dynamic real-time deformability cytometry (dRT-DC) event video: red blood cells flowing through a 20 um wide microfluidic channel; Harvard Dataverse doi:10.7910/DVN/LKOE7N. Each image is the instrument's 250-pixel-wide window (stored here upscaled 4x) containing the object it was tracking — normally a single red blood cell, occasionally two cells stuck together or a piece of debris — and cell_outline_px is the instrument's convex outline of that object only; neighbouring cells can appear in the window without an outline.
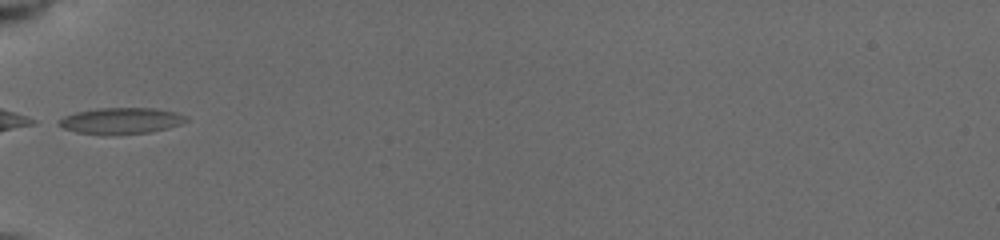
{"species": "common noctule bat (a hibernating species)", "species_latin": "Nyctalus noctula", "temperature_condition": "cold", "stored_images_in_passage": 69, "camera_frame_rate_fps": 3000, "um_per_image_px": 0.085, "animal": {"sex": "female", "body_mass_g": 19.5, "forearm_length_mm": 54.1}, "frame": {"image": 1, "passage_image": 1, "time_ms": 0.0, "image_size_px": [1000, 240], "cell_outline_px": [[188, 120], [180, 124], [168, 128], [148, 132], [104, 136], [100, 136], [76, 132], [64, 128], [56, 124], [64, 116], [76, 112], [96, 108], [152, 108], [176, 112], [184, 116]], "centroid_in_image_um": [10.23, 10.28], "position_along_channel_um": 74.8, "area_um2": 19.59}}
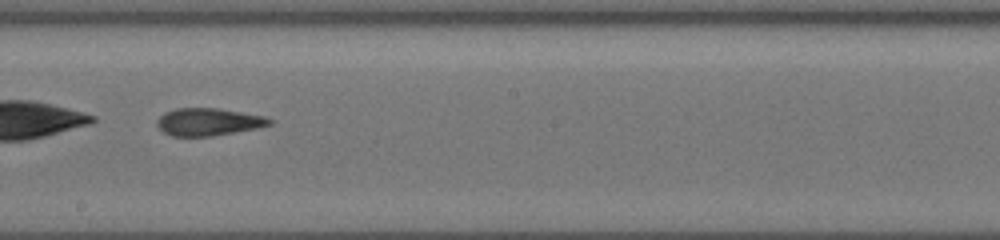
{"frame": {"image": 2, "passage_image": 30, "time_ms": 4.0, "image_size_px": [1000, 240], "cell_outline_px": [[272, 124], [256, 128], [236, 132], [212, 136], [172, 136], [164, 132], [156, 124], [156, 120], [164, 112], [176, 108], [216, 108], [264, 116], [272, 120]], "centroid_in_image_um": [17.68, 10.36], "position_along_channel_um": 230.5, "area_um2": 17.92}}
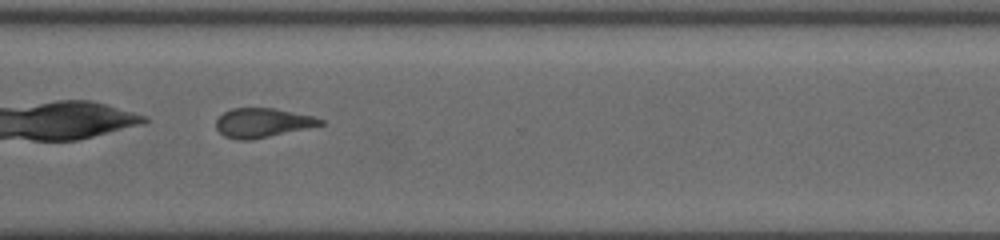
{"frame": {"image": 3, "passage_image": 47, "time_ms": 7.0, "image_size_px": [1000, 240], "cell_outline_px": [[324, 124], [268, 136], [248, 140], [236, 140], [224, 136], [216, 128], [216, 120], [224, 112], [232, 108], [276, 108], [312, 116], [324, 120]], "centroid_in_image_um": [22.27, 10.42], "position_along_channel_um": 348.3, "area_um2": 17.51}, "authors_computed_cell_mechanics": {"area_um2": 18.3226, "velocity_mm_per_s": 3.9349, "shape_relaxation_time_tau1_ms": 6.2138, "shape_relaxation_time_tau2_ms": 3.3024, "deformation_change_tau1": 0.1597, "deformation_change_tau2": 0.0929}}